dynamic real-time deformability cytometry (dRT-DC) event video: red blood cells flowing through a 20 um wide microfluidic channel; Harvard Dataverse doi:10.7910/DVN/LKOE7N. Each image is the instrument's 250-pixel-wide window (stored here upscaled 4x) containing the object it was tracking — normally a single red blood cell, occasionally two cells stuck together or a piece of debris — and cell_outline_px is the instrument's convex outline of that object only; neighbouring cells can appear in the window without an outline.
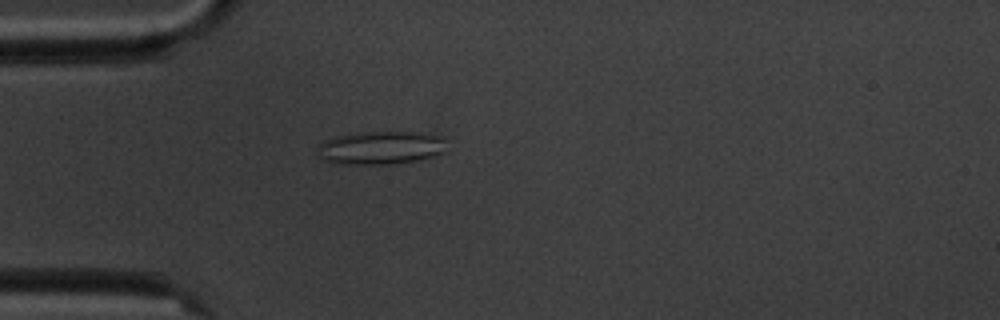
{"species": "common noctule bat (a hibernating species)", "species_latin": "Nyctalus noctula", "temperature_condition": "cold", "stored_images_in_passage": 5, "camera_frame_rate_fps": 3000, "um_per_image_px": 0.085, "animal": {"sex": "male", "body_mass_g": 20.1, "forearm_length_mm": 53.5}, "frame": {"image": 1, "passage_image": 4, "time_ms": 3.667, "image_size_px": [1000, 320], "cell_outline_px": [[444, 152], [436, 156], [420, 160], [388, 164], [340, 164], [320, 160], [316, 152], [316, 144], [324, 140], [336, 136], [364, 132], [412, 132], [444, 136]], "centroid_in_image_um": [32.29, 12.57], "position_along_channel_um": 52.7, "area_um2": 25.37}}